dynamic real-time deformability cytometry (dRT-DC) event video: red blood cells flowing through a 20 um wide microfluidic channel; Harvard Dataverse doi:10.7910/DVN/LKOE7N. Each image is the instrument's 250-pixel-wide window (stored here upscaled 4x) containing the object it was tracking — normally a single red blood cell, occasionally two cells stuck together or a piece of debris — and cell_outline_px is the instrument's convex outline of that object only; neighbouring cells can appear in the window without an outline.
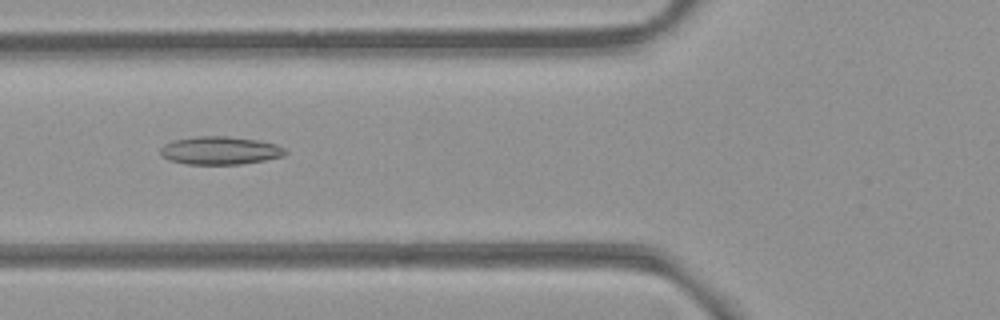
{"species": "common noctule bat (a hibernating species)", "species_latin": "Nyctalus noctula", "temperature_condition": "room temperature", "stored_images_in_passage": 45, "camera_frame_rate_fps": 3000, "um_per_image_px": 0.085, "animal": {"sex": "female", "body_mass_g": 21.9}, "frame": {"image": 1, "passage_image": 12, "time_ms": 3.667, "image_size_px": [1000, 320], "cell_outline_px": [[288, 152], [284, 156], [264, 160], [240, 164], [188, 164], [168, 160], [160, 156], [160, 148], [164, 144], [172, 140], [196, 136], [228, 136], [256, 140], [276, 144], [284, 148]], "centroid_in_image_um": [18.67, 12.79], "position_along_channel_um": 107.1, "area_um2": 20.52}}
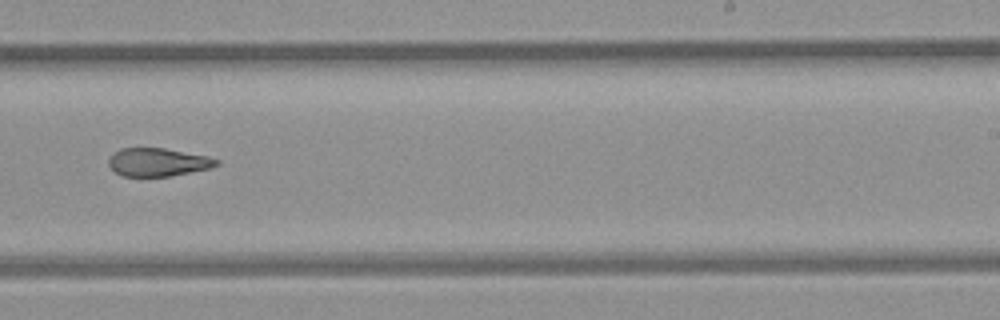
{"frame": {"image": 2, "passage_image": 25, "time_ms": 8.0, "image_size_px": [1000, 320], "cell_outline_px": [[220, 164], [212, 168], [168, 176], [120, 176], [108, 164], [108, 160], [120, 148], [164, 148], [208, 156], [220, 160]], "centroid_in_image_um": [13.46, 13.78], "position_along_channel_um": 275.5, "area_um2": 17.63}}
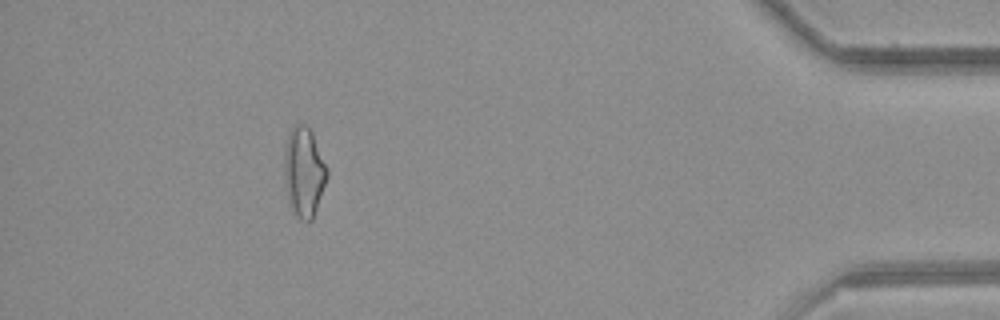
{"frame": {"image": 3, "passage_image": 40, "time_ms": 13.0, "image_size_px": [1000, 320], "cell_outline_px": [[328, 176], [312, 220], [308, 224], [300, 220], [296, 216], [288, 204], [284, 164], [284, 148], [288, 132], [296, 124], [304, 124], [312, 132], [328, 168]], "centroid_in_image_um": [25.83, 14.64], "position_along_channel_um": 409.4, "area_um2": 22.54}, "authors_computed_cell_mechanics": {"area_um2": 19.7676, "velocity_mm_per_s": 3.8825, "shape_relaxation_time_tau1_ms": null, "shape_relaxation_time_tau2_ms": 3.6443, "deformation_change_tau1": null, "deformation_change_tau2": 0.122}}